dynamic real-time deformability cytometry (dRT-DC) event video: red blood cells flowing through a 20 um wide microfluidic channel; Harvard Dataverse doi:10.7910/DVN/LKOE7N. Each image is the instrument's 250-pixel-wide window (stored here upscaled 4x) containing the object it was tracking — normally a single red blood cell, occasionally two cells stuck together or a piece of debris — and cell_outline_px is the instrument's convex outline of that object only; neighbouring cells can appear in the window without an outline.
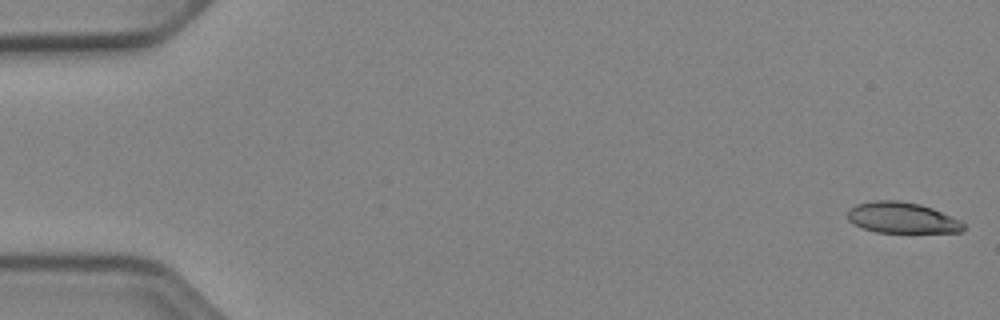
{"species": "Egyptian fruit bat (a non-hibernating species)", "species_latin": "Rousettus aegyptiacus", "temperature_condition": "cold", "stored_images_in_passage": 11, "camera_frame_rate_fps": 3000, "um_per_image_px": 0.085, "animal": {"sex": "female"}, "frame": {"image": 1, "passage_image": 1, "time_ms": 0.0, "image_size_px": [1000, 320], "cell_outline_px": [[964, 228], [960, 232], [876, 232], [864, 228], [848, 220], [848, 208], [856, 204], [876, 200], [900, 200], [920, 204], [932, 208], [960, 220], [964, 224]], "centroid_in_image_um": [76.66, 18.49], "position_along_channel_um": 8.3, "area_um2": 20.75}}